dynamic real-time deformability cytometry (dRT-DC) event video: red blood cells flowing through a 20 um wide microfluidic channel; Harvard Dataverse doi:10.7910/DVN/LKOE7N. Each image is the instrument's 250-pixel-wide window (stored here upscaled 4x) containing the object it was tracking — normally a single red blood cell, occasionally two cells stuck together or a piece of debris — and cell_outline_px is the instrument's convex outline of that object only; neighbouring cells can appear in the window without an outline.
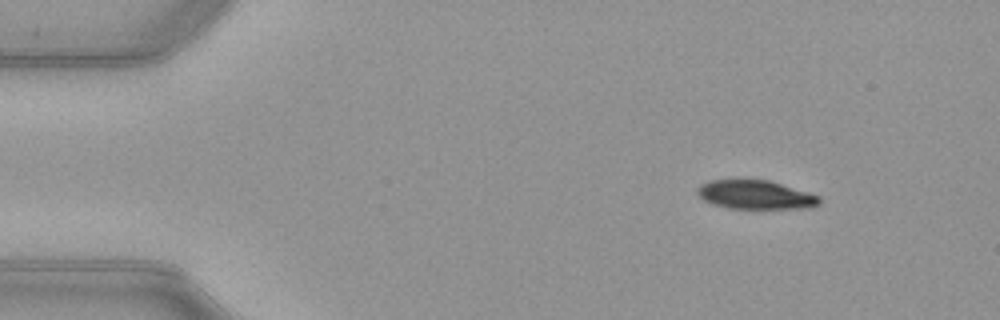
{"species": "common noctule bat (a hibernating species)", "species_latin": "Nyctalus noctula", "temperature_condition": "warm", "stored_images_in_passage": 46, "camera_frame_rate_fps": 3000, "um_per_image_px": 0.085, "animal": {"sex": "female", "body_mass_g": 21.9}, "frame": {"image": 1, "passage_image": 1, "time_ms": 0.0, "image_size_px": [1000, 320], "cell_outline_px": [[820, 204], [808, 208], [728, 208], [712, 204], [704, 200], [696, 192], [696, 188], [700, 184], [712, 180], [768, 180], [808, 192], [820, 196]], "centroid_in_image_um": [64.2, 16.56], "position_along_channel_um": 20.8, "area_um2": 20.35}}
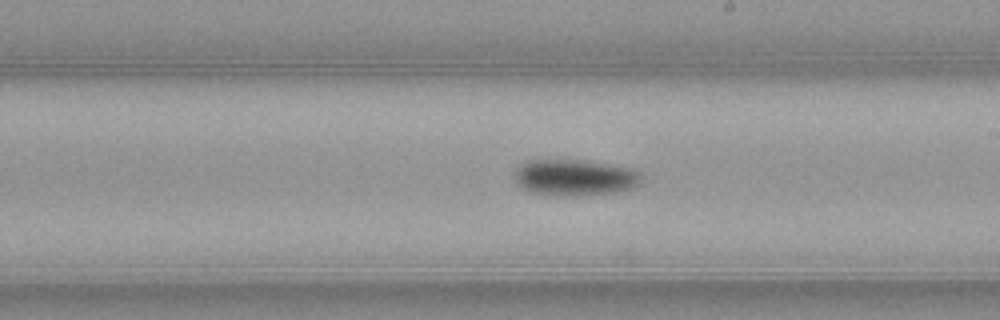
{"frame": {"image": 2, "passage_image": 24, "time_ms": 7.667, "image_size_px": [1000, 320], "cell_outline_px": [[640, 184], [632, 188], [620, 192], [580, 196], [560, 196], [532, 192], [520, 188], [516, 184], [512, 176], [516, 168], [528, 160], [588, 160], [632, 168], [640, 172]], "centroid_in_image_um": [48.84, 15.1], "position_along_channel_um": 240.2, "area_um2": 27.4}}
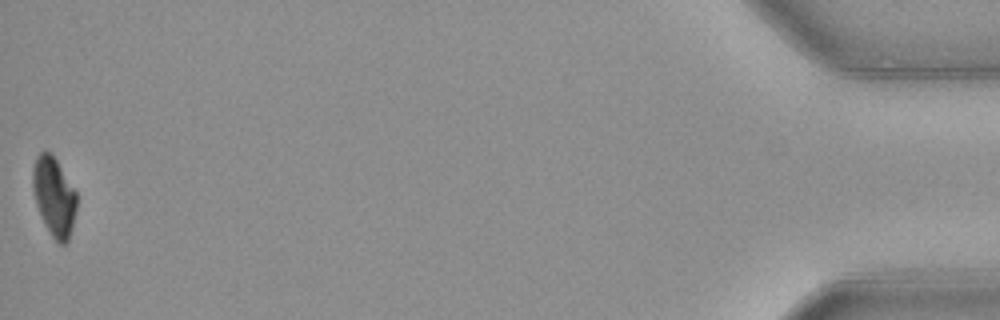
{"frame": {"image": 3, "passage_image": 46, "time_ms": 15.0, "image_size_px": [1000, 320], "cell_outline_px": [[76, 208], [72, 228], [68, 244], [60, 244], [52, 236], [36, 204], [32, 184], [32, 168], [36, 156], [40, 152], [52, 152], [76, 192]], "centroid_in_image_um": [4.59, 16.68], "position_along_channel_um": 430.6, "area_um2": 20.0}, "authors_computed_cell_mechanics": {"area_um2": 24.0159, "velocity_mm_per_s": 3.9911, "shape_relaxation_time_tau1_ms": 2.2977, "shape_relaxation_time_tau2_ms": null, "deformation_change_tau1": 0.1224, "deformation_change_tau2": null}}